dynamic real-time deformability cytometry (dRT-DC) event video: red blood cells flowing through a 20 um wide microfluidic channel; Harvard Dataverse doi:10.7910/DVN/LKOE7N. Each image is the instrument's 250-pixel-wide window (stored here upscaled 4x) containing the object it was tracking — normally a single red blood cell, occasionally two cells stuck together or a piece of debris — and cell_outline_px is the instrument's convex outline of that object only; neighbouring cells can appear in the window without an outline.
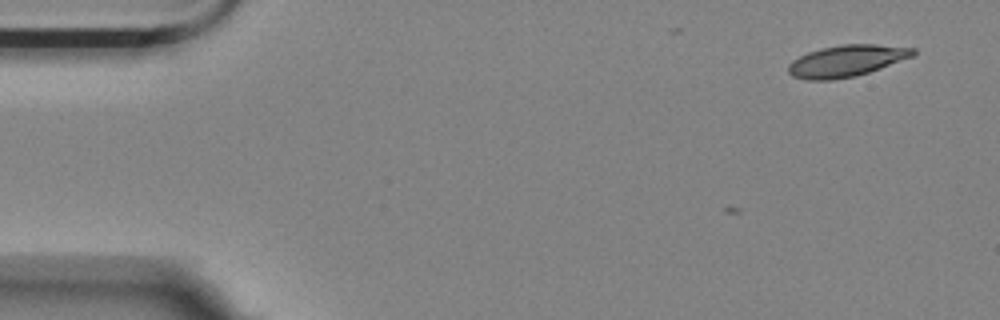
{"species": "Egyptian fruit bat (a non-hibernating species)", "species_latin": "Rousettus aegyptiacus", "temperature_condition": "room temperature", "stored_images_in_passage": 3, "camera_frame_rate_fps": 3000, "um_per_image_px": 0.085, "animal": {"sex": "female"}, "frame": {"image": 1, "passage_image": 3, "time_ms": 2.333, "image_size_px": [1000, 320], "cell_outline_px": [[916, 52], [912, 56], [880, 68], [856, 76], [832, 80], [808, 80], [792, 76], [788, 72], [788, 64], [792, 60], [808, 52], [820, 48], [840, 44], [876, 44], [916, 48]], "centroid_in_image_um": [71.93, 5.17], "position_along_channel_um": 13.1, "area_um2": 22.95}}